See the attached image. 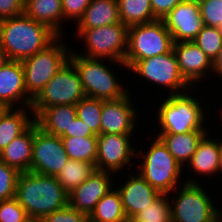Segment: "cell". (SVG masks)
Instances as JSON below:
<instances>
[{
  "mask_svg": "<svg viewBox=\"0 0 222 222\" xmlns=\"http://www.w3.org/2000/svg\"><path fill=\"white\" fill-rule=\"evenodd\" d=\"M131 136L132 134H99L96 170L111 172L115 175L123 167L130 165L133 156L135 158L138 155L136 148L132 147Z\"/></svg>",
  "mask_w": 222,
  "mask_h": 222,
  "instance_id": "4fadbf2b",
  "label": "cell"
},
{
  "mask_svg": "<svg viewBox=\"0 0 222 222\" xmlns=\"http://www.w3.org/2000/svg\"><path fill=\"white\" fill-rule=\"evenodd\" d=\"M18 172L0 160V201L15 197Z\"/></svg>",
  "mask_w": 222,
  "mask_h": 222,
  "instance_id": "e575fe53",
  "label": "cell"
},
{
  "mask_svg": "<svg viewBox=\"0 0 222 222\" xmlns=\"http://www.w3.org/2000/svg\"><path fill=\"white\" fill-rule=\"evenodd\" d=\"M77 29L98 28L121 23L118 0H91L78 20Z\"/></svg>",
  "mask_w": 222,
  "mask_h": 222,
  "instance_id": "44dd1931",
  "label": "cell"
},
{
  "mask_svg": "<svg viewBox=\"0 0 222 222\" xmlns=\"http://www.w3.org/2000/svg\"><path fill=\"white\" fill-rule=\"evenodd\" d=\"M218 170L222 173V148H220L219 152Z\"/></svg>",
  "mask_w": 222,
  "mask_h": 222,
  "instance_id": "ee69618b",
  "label": "cell"
},
{
  "mask_svg": "<svg viewBox=\"0 0 222 222\" xmlns=\"http://www.w3.org/2000/svg\"><path fill=\"white\" fill-rule=\"evenodd\" d=\"M180 185L179 190L174 189L176 196L171 200L172 222H218L222 210L215 207L197 180L189 178Z\"/></svg>",
  "mask_w": 222,
  "mask_h": 222,
  "instance_id": "5b68a950",
  "label": "cell"
},
{
  "mask_svg": "<svg viewBox=\"0 0 222 222\" xmlns=\"http://www.w3.org/2000/svg\"><path fill=\"white\" fill-rule=\"evenodd\" d=\"M208 130H195L189 133H159L156 136L163 142L176 161L183 167L189 163L192 155Z\"/></svg>",
  "mask_w": 222,
  "mask_h": 222,
  "instance_id": "7402d4cb",
  "label": "cell"
},
{
  "mask_svg": "<svg viewBox=\"0 0 222 222\" xmlns=\"http://www.w3.org/2000/svg\"><path fill=\"white\" fill-rule=\"evenodd\" d=\"M88 217L69 204L62 209L44 216L39 222H87Z\"/></svg>",
  "mask_w": 222,
  "mask_h": 222,
  "instance_id": "8d00e7d4",
  "label": "cell"
},
{
  "mask_svg": "<svg viewBox=\"0 0 222 222\" xmlns=\"http://www.w3.org/2000/svg\"><path fill=\"white\" fill-rule=\"evenodd\" d=\"M154 139L148 151L140 154L144 159L138 173L161 194L171 195L179 185L182 166L158 137Z\"/></svg>",
  "mask_w": 222,
  "mask_h": 222,
  "instance_id": "ba28073f",
  "label": "cell"
},
{
  "mask_svg": "<svg viewBox=\"0 0 222 222\" xmlns=\"http://www.w3.org/2000/svg\"><path fill=\"white\" fill-rule=\"evenodd\" d=\"M24 13V0H0V20Z\"/></svg>",
  "mask_w": 222,
  "mask_h": 222,
  "instance_id": "f35d334b",
  "label": "cell"
},
{
  "mask_svg": "<svg viewBox=\"0 0 222 222\" xmlns=\"http://www.w3.org/2000/svg\"><path fill=\"white\" fill-rule=\"evenodd\" d=\"M33 141L34 123L0 152V160L20 173L30 171Z\"/></svg>",
  "mask_w": 222,
  "mask_h": 222,
  "instance_id": "ffe728a7",
  "label": "cell"
},
{
  "mask_svg": "<svg viewBox=\"0 0 222 222\" xmlns=\"http://www.w3.org/2000/svg\"><path fill=\"white\" fill-rule=\"evenodd\" d=\"M77 116L90 127L94 135L100 134V118L102 112V100L96 98L85 97L76 105Z\"/></svg>",
  "mask_w": 222,
  "mask_h": 222,
  "instance_id": "4dcf8cb0",
  "label": "cell"
},
{
  "mask_svg": "<svg viewBox=\"0 0 222 222\" xmlns=\"http://www.w3.org/2000/svg\"><path fill=\"white\" fill-rule=\"evenodd\" d=\"M128 26L123 23L106 25L98 28L77 29V36L84 40L88 58L108 59L114 64L124 66V59L128 48Z\"/></svg>",
  "mask_w": 222,
  "mask_h": 222,
  "instance_id": "52a82bcc",
  "label": "cell"
},
{
  "mask_svg": "<svg viewBox=\"0 0 222 222\" xmlns=\"http://www.w3.org/2000/svg\"><path fill=\"white\" fill-rule=\"evenodd\" d=\"M85 97L79 73L68 60L32 100L30 111L36 117L44 108L76 105Z\"/></svg>",
  "mask_w": 222,
  "mask_h": 222,
  "instance_id": "9c48e42d",
  "label": "cell"
},
{
  "mask_svg": "<svg viewBox=\"0 0 222 222\" xmlns=\"http://www.w3.org/2000/svg\"><path fill=\"white\" fill-rule=\"evenodd\" d=\"M61 136H71V137H87V136H97L94 135L90 130V127L86 126V123L82 121L78 116L72 121L69 130H66Z\"/></svg>",
  "mask_w": 222,
  "mask_h": 222,
  "instance_id": "60d3db41",
  "label": "cell"
},
{
  "mask_svg": "<svg viewBox=\"0 0 222 222\" xmlns=\"http://www.w3.org/2000/svg\"><path fill=\"white\" fill-rule=\"evenodd\" d=\"M121 23L132 26L157 20L150 0H118Z\"/></svg>",
  "mask_w": 222,
  "mask_h": 222,
  "instance_id": "f1b7e54d",
  "label": "cell"
},
{
  "mask_svg": "<svg viewBox=\"0 0 222 222\" xmlns=\"http://www.w3.org/2000/svg\"><path fill=\"white\" fill-rule=\"evenodd\" d=\"M137 174L128 177L117 187L127 218L135 217L161 195L139 173Z\"/></svg>",
  "mask_w": 222,
  "mask_h": 222,
  "instance_id": "d6986e66",
  "label": "cell"
},
{
  "mask_svg": "<svg viewBox=\"0 0 222 222\" xmlns=\"http://www.w3.org/2000/svg\"><path fill=\"white\" fill-rule=\"evenodd\" d=\"M59 35L25 13L0 20V42L9 60L22 61L51 45Z\"/></svg>",
  "mask_w": 222,
  "mask_h": 222,
  "instance_id": "7a4b0ae2",
  "label": "cell"
},
{
  "mask_svg": "<svg viewBox=\"0 0 222 222\" xmlns=\"http://www.w3.org/2000/svg\"><path fill=\"white\" fill-rule=\"evenodd\" d=\"M193 42L213 62L222 47V33L219 28L204 25Z\"/></svg>",
  "mask_w": 222,
  "mask_h": 222,
  "instance_id": "d6a6232c",
  "label": "cell"
},
{
  "mask_svg": "<svg viewBox=\"0 0 222 222\" xmlns=\"http://www.w3.org/2000/svg\"><path fill=\"white\" fill-rule=\"evenodd\" d=\"M60 36L46 49L21 61L27 94L34 99L53 76L69 60L72 50Z\"/></svg>",
  "mask_w": 222,
  "mask_h": 222,
  "instance_id": "8992f818",
  "label": "cell"
},
{
  "mask_svg": "<svg viewBox=\"0 0 222 222\" xmlns=\"http://www.w3.org/2000/svg\"><path fill=\"white\" fill-rule=\"evenodd\" d=\"M9 61L7 54L0 42V68Z\"/></svg>",
  "mask_w": 222,
  "mask_h": 222,
  "instance_id": "7bdbcfd3",
  "label": "cell"
},
{
  "mask_svg": "<svg viewBox=\"0 0 222 222\" xmlns=\"http://www.w3.org/2000/svg\"><path fill=\"white\" fill-rule=\"evenodd\" d=\"M162 21L174 43L193 41L204 26L198 0H182Z\"/></svg>",
  "mask_w": 222,
  "mask_h": 222,
  "instance_id": "5bb4252c",
  "label": "cell"
},
{
  "mask_svg": "<svg viewBox=\"0 0 222 222\" xmlns=\"http://www.w3.org/2000/svg\"><path fill=\"white\" fill-rule=\"evenodd\" d=\"M95 170L96 167L92 163L69 159L55 177L69 194L87 180Z\"/></svg>",
  "mask_w": 222,
  "mask_h": 222,
  "instance_id": "83f0119b",
  "label": "cell"
},
{
  "mask_svg": "<svg viewBox=\"0 0 222 222\" xmlns=\"http://www.w3.org/2000/svg\"><path fill=\"white\" fill-rule=\"evenodd\" d=\"M209 134H205L197 145L195 153L188 165L197 172V174L206 176H215L219 174L218 161L220 152V139H214L208 137Z\"/></svg>",
  "mask_w": 222,
  "mask_h": 222,
  "instance_id": "603a6c76",
  "label": "cell"
},
{
  "mask_svg": "<svg viewBox=\"0 0 222 222\" xmlns=\"http://www.w3.org/2000/svg\"><path fill=\"white\" fill-rule=\"evenodd\" d=\"M125 222H145V221H141V220L137 219L136 217H129L126 219Z\"/></svg>",
  "mask_w": 222,
  "mask_h": 222,
  "instance_id": "f6af8a7d",
  "label": "cell"
},
{
  "mask_svg": "<svg viewBox=\"0 0 222 222\" xmlns=\"http://www.w3.org/2000/svg\"><path fill=\"white\" fill-rule=\"evenodd\" d=\"M0 222H35L28 218L25 209L17 199L0 201Z\"/></svg>",
  "mask_w": 222,
  "mask_h": 222,
  "instance_id": "d590c367",
  "label": "cell"
},
{
  "mask_svg": "<svg viewBox=\"0 0 222 222\" xmlns=\"http://www.w3.org/2000/svg\"><path fill=\"white\" fill-rule=\"evenodd\" d=\"M6 109H7V108L0 103V116L3 114V112H4Z\"/></svg>",
  "mask_w": 222,
  "mask_h": 222,
  "instance_id": "bcb514c9",
  "label": "cell"
},
{
  "mask_svg": "<svg viewBox=\"0 0 222 222\" xmlns=\"http://www.w3.org/2000/svg\"><path fill=\"white\" fill-rule=\"evenodd\" d=\"M127 69L153 84L168 87L171 95L193 89L182 77L173 49L163 55L134 61Z\"/></svg>",
  "mask_w": 222,
  "mask_h": 222,
  "instance_id": "8fae6325",
  "label": "cell"
},
{
  "mask_svg": "<svg viewBox=\"0 0 222 222\" xmlns=\"http://www.w3.org/2000/svg\"><path fill=\"white\" fill-rule=\"evenodd\" d=\"M32 100L25 89L21 61L9 60L0 68V103L6 108H14L21 101L20 108L29 110Z\"/></svg>",
  "mask_w": 222,
  "mask_h": 222,
  "instance_id": "e0dca14e",
  "label": "cell"
},
{
  "mask_svg": "<svg viewBox=\"0 0 222 222\" xmlns=\"http://www.w3.org/2000/svg\"><path fill=\"white\" fill-rule=\"evenodd\" d=\"M15 198L35 222L68 205V193L55 176L30 171L19 173Z\"/></svg>",
  "mask_w": 222,
  "mask_h": 222,
  "instance_id": "6da1fadb",
  "label": "cell"
},
{
  "mask_svg": "<svg viewBox=\"0 0 222 222\" xmlns=\"http://www.w3.org/2000/svg\"><path fill=\"white\" fill-rule=\"evenodd\" d=\"M111 172L95 170L94 173L68 194V204L87 217L99 200L112 189Z\"/></svg>",
  "mask_w": 222,
  "mask_h": 222,
  "instance_id": "2e32d148",
  "label": "cell"
},
{
  "mask_svg": "<svg viewBox=\"0 0 222 222\" xmlns=\"http://www.w3.org/2000/svg\"><path fill=\"white\" fill-rule=\"evenodd\" d=\"M129 95L117 100H102L100 134H132L135 130L138 113Z\"/></svg>",
  "mask_w": 222,
  "mask_h": 222,
  "instance_id": "9a60e30c",
  "label": "cell"
},
{
  "mask_svg": "<svg viewBox=\"0 0 222 222\" xmlns=\"http://www.w3.org/2000/svg\"><path fill=\"white\" fill-rule=\"evenodd\" d=\"M173 51L182 77L192 87L212 71V61L193 41L174 43Z\"/></svg>",
  "mask_w": 222,
  "mask_h": 222,
  "instance_id": "ac0fdd59",
  "label": "cell"
},
{
  "mask_svg": "<svg viewBox=\"0 0 222 222\" xmlns=\"http://www.w3.org/2000/svg\"><path fill=\"white\" fill-rule=\"evenodd\" d=\"M121 196L114 187L104 195L88 216V222H125Z\"/></svg>",
  "mask_w": 222,
  "mask_h": 222,
  "instance_id": "4316f807",
  "label": "cell"
},
{
  "mask_svg": "<svg viewBox=\"0 0 222 222\" xmlns=\"http://www.w3.org/2000/svg\"><path fill=\"white\" fill-rule=\"evenodd\" d=\"M69 159L89 162L95 165L97 136H60Z\"/></svg>",
  "mask_w": 222,
  "mask_h": 222,
  "instance_id": "f546056e",
  "label": "cell"
},
{
  "mask_svg": "<svg viewBox=\"0 0 222 222\" xmlns=\"http://www.w3.org/2000/svg\"><path fill=\"white\" fill-rule=\"evenodd\" d=\"M25 110L26 107L7 108L0 116V152L35 122L34 115L30 119Z\"/></svg>",
  "mask_w": 222,
  "mask_h": 222,
  "instance_id": "484cf974",
  "label": "cell"
},
{
  "mask_svg": "<svg viewBox=\"0 0 222 222\" xmlns=\"http://www.w3.org/2000/svg\"><path fill=\"white\" fill-rule=\"evenodd\" d=\"M77 117L75 105H57L44 108L36 117L35 122L44 132L61 136Z\"/></svg>",
  "mask_w": 222,
  "mask_h": 222,
  "instance_id": "cb8c5ba5",
  "label": "cell"
},
{
  "mask_svg": "<svg viewBox=\"0 0 222 222\" xmlns=\"http://www.w3.org/2000/svg\"><path fill=\"white\" fill-rule=\"evenodd\" d=\"M157 109L159 133H189L204 128L206 114L199 99L191 96L189 92L174 94L165 98Z\"/></svg>",
  "mask_w": 222,
  "mask_h": 222,
  "instance_id": "3957f363",
  "label": "cell"
},
{
  "mask_svg": "<svg viewBox=\"0 0 222 222\" xmlns=\"http://www.w3.org/2000/svg\"><path fill=\"white\" fill-rule=\"evenodd\" d=\"M169 194H161L135 217L145 222H172Z\"/></svg>",
  "mask_w": 222,
  "mask_h": 222,
  "instance_id": "1f68e13d",
  "label": "cell"
},
{
  "mask_svg": "<svg viewBox=\"0 0 222 222\" xmlns=\"http://www.w3.org/2000/svg\"><path fill=\"white\" fill-rule=\"evenodd\" d=\"M69 157L60 136L44 132L34 122V141L30 172L56 176L65 166Z\"/></svg>",
  "mask_w": 222,
  "mask_h": 222,
  "instance_id": "7c38bea8",
  "label": "cell"
},
{
  "mask_svg": "<svg viewBox=\"0 0 222 222\" xmlns=\"http://www.w3.org/2000/svg\"><path fill=\"white\" fill-rule=\"evenodd\" d=\"M203 24L219 28L222 33V0H198Z\"/></svg>",
  "mask_w": 222,
  "mask_h": 222,
  "instance_id": "836d02e7",
  "label": "cell"
},
{
  "mask_svg": "<svg viewBox=\"0 0 222 222\" xmlns=\"http://www.w3.org/2000/svg\"><path fill=\"white\" fill-rule=\"evenodd\" d=\"M218 222H222V213H221V215H220V217H219Z\"/></svg>",
  "mask_w": 222,
  "mask_h": 222,
  "instance_id": "7dc6e473",
  "label": "cell"
},
{
  "mask_svg": "<svg viewBox=\"0 0 222 222\" xmlns=\"http://www.w3.org/2000/svg\"><path fill=\"white\" fill-rule=\"evenodd\" d=\"M173 39L162 19L129 26L128 48L124 64L163 55L173 49Z\"/></svg>",
  "mask_w": 222,
  "mask_h": 222,
  "instance_id": "30bf717a",
  "label": "cell"
},
{
  "mask_svg": "<svg viewBox=\"0 0 222 222\" xmlns=\"http://www.w3.org/2000/svg\"><path fill=\"white\" fill-rule=\"evenodd\" d=\"M212 71L222 77V47L219 50L218 56L212 62Z\"/></svg>",
  "mask_w": 222,
  "mask_h": 222,
  "instance_id": "b9f144b4",
  "label": "cell"
},
{
  "mask_svg": "<svg viewBox=\"0 0 222 222\" xmlns=\"http://www.w3.org/2000/svg\"><path fill=\"white\" fill-rule=\"evenodd\" d=\"M62 2V11H63V20L67 19L78 20L84 14V11L91 3V0H61Z\"/></svg>",
  "mask_w": 222,
  "mask_h": 222,
  "instance_id": "74e56055",
  "label": "cell"
},
{
  "mask_svg": "<svg viewBox=\"0 0 222 222\" xmlns=\"http://www.w3.org/2000/svg\"><path fill=\"white\" fill-rule=\"evenodd\" d=\"M24 13L62 36L63 11L61 0H24Z\"/></svg>",
  "mask_w": 222,
  "mask_h": 222,
  "instance_id": "d4e9b609",
  "label": "cell"
},
{
  "mask_svg": "<svg viewBox=\"0 0 222 222\" xmlns=\"http://www.w3.org/2000/svg\"><path fill=\"white\" fill-rule=\"evenodd\" d=\"M182 0H150L153 14L157 19H163Z\"/></svg>",
  "mask_w": 222,
  "mask_h": 222,
  "instance_id": "ab89813d",
  "label": "cell"
},
{
  "mask_svg": "<svg viewBox=\"0 0 222 222\" xmlns=\"http://www.w3.org/2000/svg\"><path fill=\"white\" fill-rule=\"evenodd\" d=\"M69 60L79 73L86 97L117 100L130 92L116 78L113 69L102 63V59L88 58L72 50Z\"/></svg>",
  "mask_w": 222,
  "mask_h": 222,
  "instance_id": "277c9868",
  "label": "cell"
}]
</instances>
